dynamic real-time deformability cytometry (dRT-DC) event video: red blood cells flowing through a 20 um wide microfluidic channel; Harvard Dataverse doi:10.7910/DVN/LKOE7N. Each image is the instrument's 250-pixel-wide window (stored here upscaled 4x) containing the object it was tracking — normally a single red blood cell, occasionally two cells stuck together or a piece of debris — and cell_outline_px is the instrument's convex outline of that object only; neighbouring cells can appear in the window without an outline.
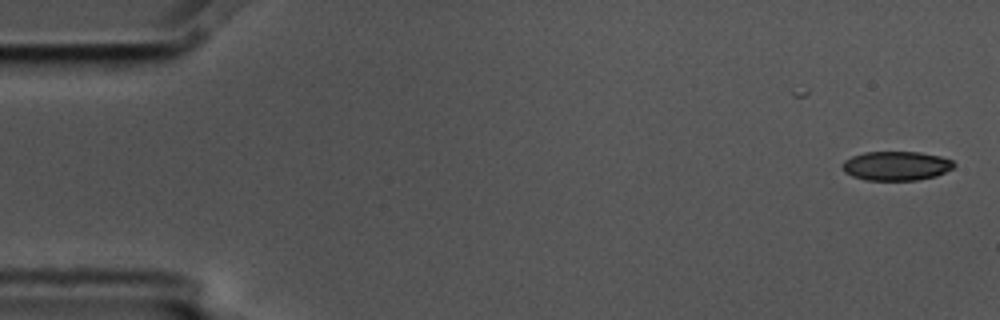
{"species": "common noctule bat (a hibernating species)", "species_latin": "Nyctalus noctula", "temperature_condition": "cold", "stored_images_in_passage": 2, "camera_frame_rate_fps": 3000, "um_per_image_px": 0.085, "animal": {"sex": "male", "body_mass_g": 17.5, "forearm_length_mm": 52.3}, "frame": {"image": 1, "passage_image": 2, "time_ms": 0.333, "image_size_px": [1000, 320], "cell_outline_px": [[956, 164], [952, 168], [936, 176], [916, 180], [864, 180], [852, 176], [844, 172], [840, 164], [844, 160], [852, 156], [864, 152], [920, 152], [940, 156], [952, 160]], "centroid_in_image_um": [76.14, 14.09], "position_along_channel_um": 8.9, "area_um2": 19.07}}